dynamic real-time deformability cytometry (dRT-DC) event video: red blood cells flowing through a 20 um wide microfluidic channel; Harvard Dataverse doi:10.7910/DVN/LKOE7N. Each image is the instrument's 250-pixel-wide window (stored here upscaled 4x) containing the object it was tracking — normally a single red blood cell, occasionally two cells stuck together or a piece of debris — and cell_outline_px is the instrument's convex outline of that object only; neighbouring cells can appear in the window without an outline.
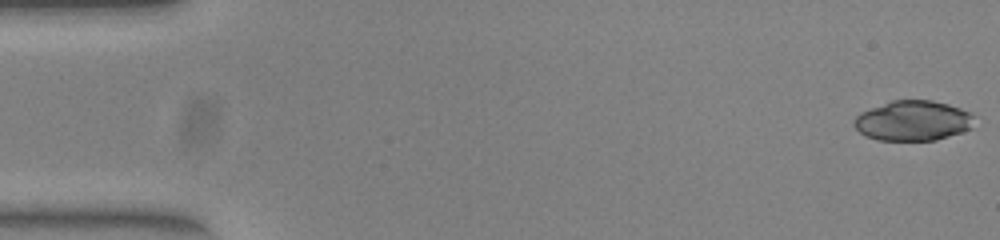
{"species": "common noctule bat (a hibernating species)", "species_latin": "Nyctalus noctula", "temperature_condition": "warm", "stored_images_in_passage": 46, "camera_frame_rate_fps": 3000, "um_per_image_px": 0.085, "animal": {"sex": "female", "body_mass_g": 23.0, "forearm_length_mm": 53.4}, "frame": {"image": 1, "passage_image": 1, "time_ms": 0.0, "image_size_px": [1000, 240], "cell_outline_px": [[976, 116], [972, 128], [936, 140], [876, 140], [864, 136], [852, 124], [852, 120], [860, 112], [892, 100], [932, 100], [948, 104], [960, 108]], "centroid_in_image_um": [77.58, 10.26], "position_along_channel_um": 7.4, "area_um2": 28.26}}